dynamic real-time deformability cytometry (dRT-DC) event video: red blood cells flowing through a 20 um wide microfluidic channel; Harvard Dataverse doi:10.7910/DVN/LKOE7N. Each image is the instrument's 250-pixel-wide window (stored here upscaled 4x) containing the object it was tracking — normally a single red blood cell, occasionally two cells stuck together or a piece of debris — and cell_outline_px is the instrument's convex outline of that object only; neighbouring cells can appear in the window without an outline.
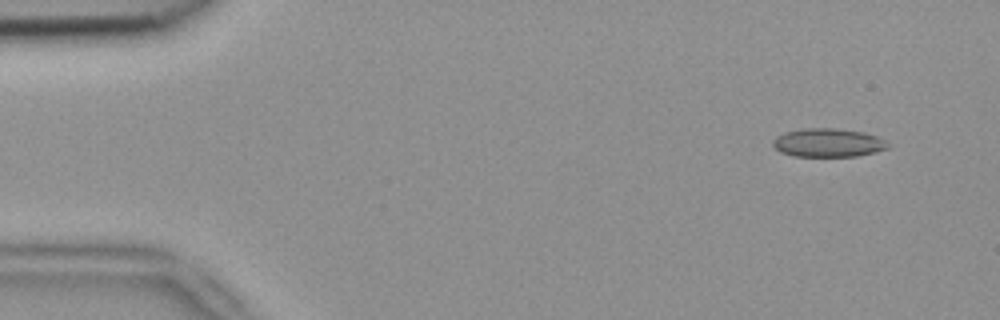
{"species": "common noctule bat (a hibernating species)", "species_latin": "Nyctalus noctula", "temperature_condition": "room temperature", "stored_images_in_passage": 5, "camera_frame_rate_fps": 3000, "um_per_image_px": 0.085, "animal": {"sex": "female", "body_mass_g": 18.4}, "frame": {"image": 1, "passage_image": 1, "time_ms": 0.0, "image_size_px": [1000, 320], "cell_outline_px": [[888, 148], [876, 152], [856, 156], [792, 156], [780, 152], [772, 144], [772, 140], [776, 136], [784, 132], [804, 128], [836, 128], [864, 132], [876, 136], [884, 140], [888, 144]], "centroid_in_image_um": [70.36, 12.13], "position_along_channel_um": 14.6, "area_um2": 19.19}}
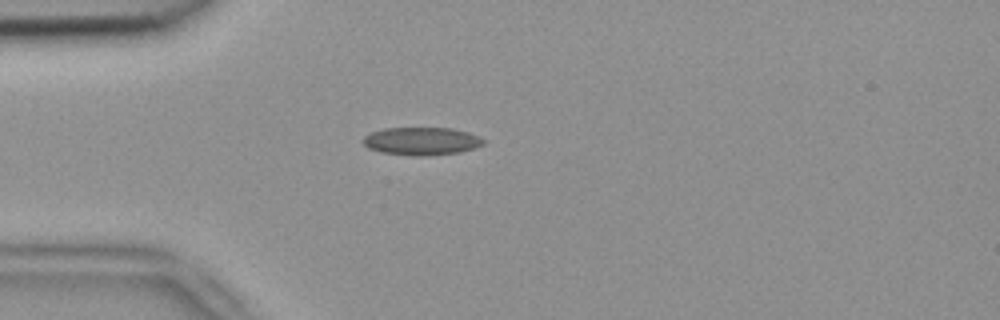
{"frame": {"image": 2, "passage_image": 3, "time_ms": 0.667, "image_size_px": [1000, 320], "cell_outline_px": [[488, 140], [484, 144], [460, 152], [420, 156], [416, 156], [380, 152], [368, 148], [360, 140], [364, 136], [372, 132], [384, 128], [452, 128], [468, 132], [480, 136]], "centroid_in_image_um": [35.84, 11.99], "position_along_channel_um": 49.2, "area_um2": 19.65}}